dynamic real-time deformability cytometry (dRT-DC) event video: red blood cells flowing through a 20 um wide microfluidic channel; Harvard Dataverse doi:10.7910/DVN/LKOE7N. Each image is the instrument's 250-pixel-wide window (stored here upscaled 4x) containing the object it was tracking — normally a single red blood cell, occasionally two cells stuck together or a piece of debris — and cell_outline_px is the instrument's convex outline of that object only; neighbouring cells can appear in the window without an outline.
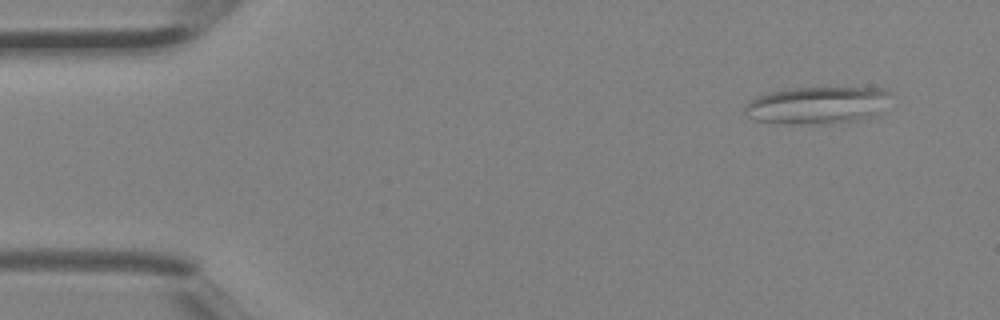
{"species": "Egyptian fruit bat (a non-hibernating species)", "species_latin": "Rousettus aegyptiacus", "temperature_condition": "room temperature", "stored_images_in_passage": 3, "camera_frame_rate_fps": 3000, "um_per_image_px": 0.085, "animal": {"sex": "female"}, "frame": {"image": 1, "passage_image": 1, "time_ms": 0.0, "image_size_px": [1000, 320], "cell_outline_px": [[892, 92], [880, 112], [860, 120], [828, 124], [784, 124], [756, 120], [744, 116], [744, 104], [748, 100], [756, 96], [772, 92], [792, 88], [884, 88]], "centroid_in_image_um": [69.42, 8.95], "position_along_channel_um": 15.6, "area_um2": 31.96}}
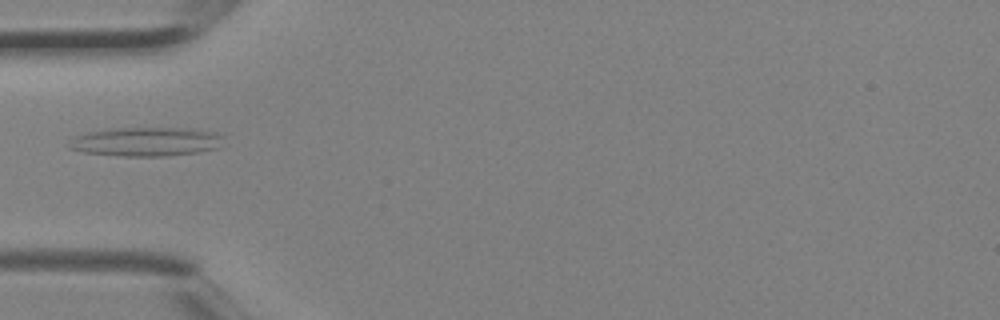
{"frame": {"image": 2, "passage_image": 3, "time_ms": 0.667, "image_size_px": [1000, 320], "cell_outline_px": [[224, 136], [220, 148], [200, 152], [164, 156], [120, 156], [84, 152], [68, 148], [76, 136], [88, 132], [112, 128], [184, 128], [216, 132]], "centroid_in_image_um": [12.49, 12.04], "position_along_channel_um": 72.5, "area_um2": 26.07}}